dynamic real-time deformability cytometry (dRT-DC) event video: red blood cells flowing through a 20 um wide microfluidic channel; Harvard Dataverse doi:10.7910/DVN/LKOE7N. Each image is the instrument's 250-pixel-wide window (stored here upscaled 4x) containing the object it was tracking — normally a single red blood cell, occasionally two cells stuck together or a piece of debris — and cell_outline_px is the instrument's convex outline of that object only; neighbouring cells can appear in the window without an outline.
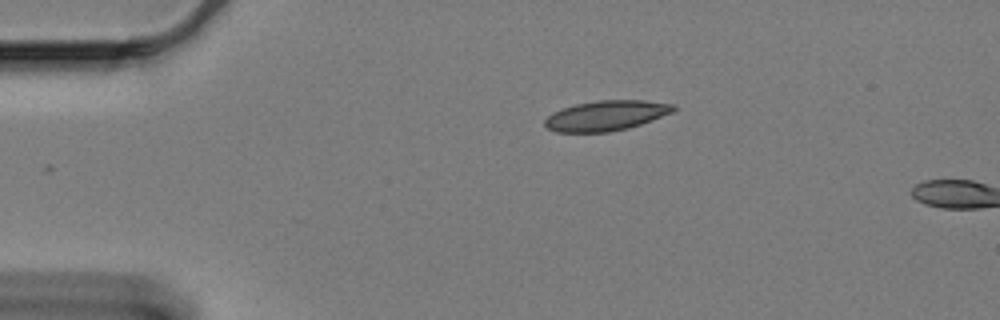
{"species": "Egyptian fruit bat (a non-hibernating species)", "species_latin": "Rousettus aegyptiacus", "temperature_condition": "cold", "stored_images_in_passage": 3, "camera_frame_rate_fps": 3000, "um_per_image_px": 0.085, "animal": {"sex": "female"}, "frame": {"image": 1, "passage_image": 1, "time_ms": 0.0, "image_size_px": [1000, 320], "cell_outline_px": [[676, 108], [672, 112], [652, 120], [628, 128], [608, 132], [556, 132], [548, 128], [544, 124], [544, 120], [552, 112], [560, 108], [576, 104], [596, 100], [644, 100], [676, 104]], "centroid_in_image_um": [51.51, 9.81], "position_along_channel_um": 33.5, "area_um2": 22.66}}